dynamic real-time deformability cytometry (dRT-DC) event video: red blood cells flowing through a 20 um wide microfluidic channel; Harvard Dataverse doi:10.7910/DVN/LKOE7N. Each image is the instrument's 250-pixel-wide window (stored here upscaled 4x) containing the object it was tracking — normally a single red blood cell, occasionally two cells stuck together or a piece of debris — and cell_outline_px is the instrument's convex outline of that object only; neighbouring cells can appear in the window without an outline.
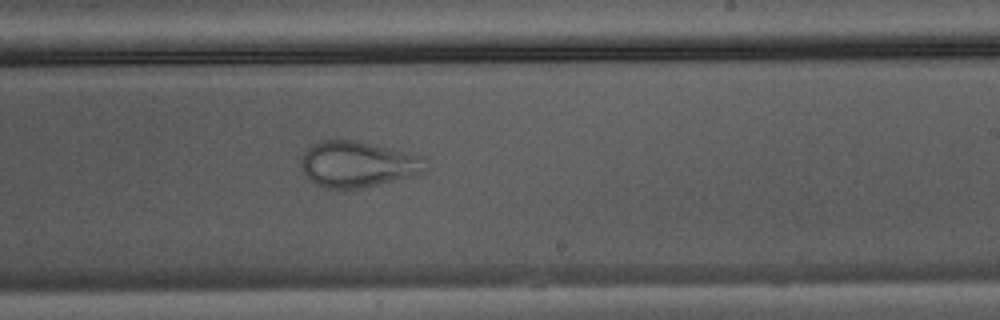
{"species": "Egyptian fruit bat (a non-hibernating species)", "species_latin": "Rousettus aegyptiacus", "temperature_condition": "warm", "stored_images_in_passage": 31, "camera_frame_rate_fps": 3000, "um_per_image_px": 0.085, "animal": {"sex": "male"}, "frame": {"image": 1, "passage_image": 14, "time_ms": 4.333, "image_size_px": [1000, 320], "cell_outline_px": [[428, 168], [424, 172], [416, 176], [360, 188], [324, 188], [312, 184], [308, 180], [300, 164], [300, 160], [304, 152], [312, 144], [320, 140], [352, 140], [428, 156]], "centroid_in_image_um": [30.45, 13.96], "position_along_channel_um": 258.5, "area_um2": 33.93}}